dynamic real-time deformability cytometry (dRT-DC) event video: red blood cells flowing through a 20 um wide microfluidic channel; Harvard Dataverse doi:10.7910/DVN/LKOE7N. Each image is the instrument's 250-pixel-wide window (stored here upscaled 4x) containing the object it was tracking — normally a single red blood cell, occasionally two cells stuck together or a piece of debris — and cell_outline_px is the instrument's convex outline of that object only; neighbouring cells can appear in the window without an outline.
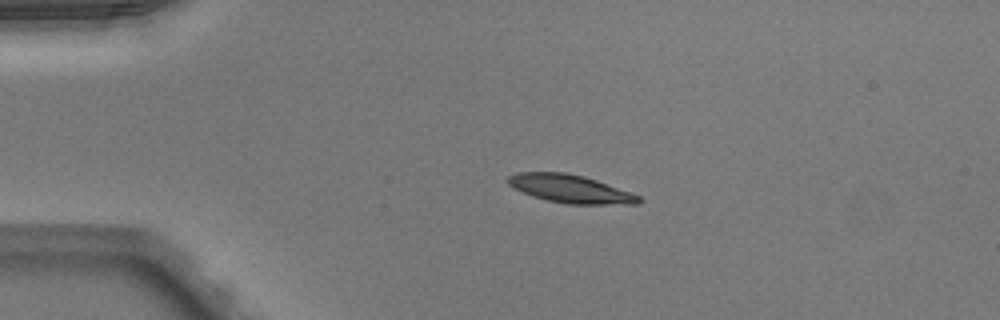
{"species": "Egyptian fruit bat (a non-hibernating species)", "species_latin": "Rousettus aegyptiacus", "temperature_condition": "warm", "stored_images_in_passage": 40, "camera_frame_rate_fps": 3000, "um_per_image_px": 0.085, "animal": {"sex": "male"}, "frame": {"image": 1, "passage_image": 1, "time_ms": 0.0, "image_size_px": [1000, 320], "cell_outline_px": [[644, 200], [640, 204], [568, 204], [548, 200], [532, 196], [508, 184], [504, 180], [508, 176], [516, 172], [568, 172], [584, 176], [632, 192], [640, 196]], "centroid_in_image_um": [48.51, 16.04], "position_along_channel_um": 36.5, "area_um2": 21.56}}
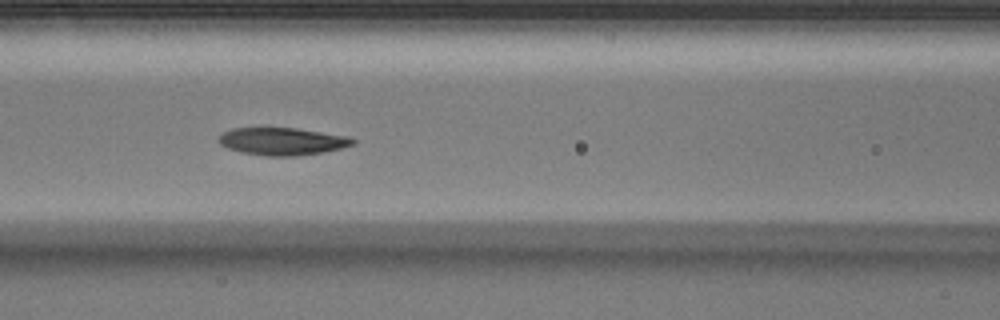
{"frame": {"image": 2, "passage_image": 12, "time_ms": 3.667, "image_size_px": [1000, 320], "cell_outline_px": [[356, 144], [324, 152], [296, 156], [264, 156], [240, 152], [228, 148], [220, 144], [216, 140], [224, 132], [232, 128], [296, 128], [348, 136], [356, 140]], "centroid_in_image_um": [23.99, 12.02], "position_along_channel_um": 142.6, "area_um2": 21.56}}
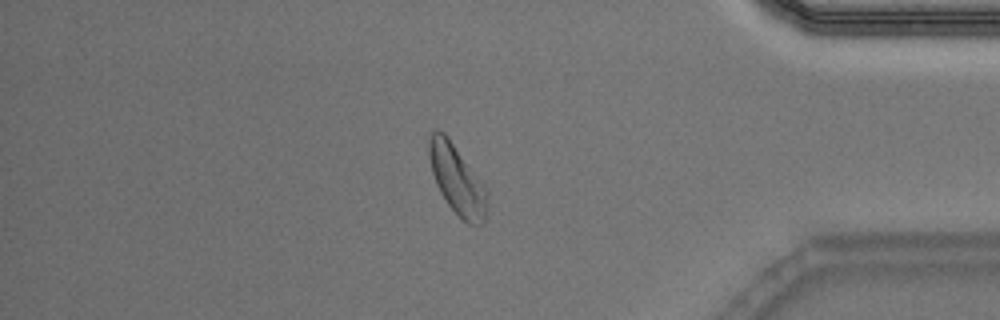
{"frame": {"image": 3, "passage_image": 33, "time_ms": 10.667, "image_size_px": [1000, 320], "cell_outline_px": [[488, 208], [484, 220], [480, 224], [468, 224], [448, 204], [440, 192], [436, 184], [432, 172], [428, 156], [428, 136], [436, 128], [444, 132], [448, 136], [484, 184], [488, 192]], "centroid_in_image_um": [38.84, 15.23], "position_along_channel_um": 396.4, "area_um2": 23.64}, "authors_computed_cell_mechanics": {"area_um2": 22.2241, "velocity_mm_per_s": 4.0148, "shape_relaxation_time_tau1_ms": 2.9674, "shape_relaxation_time_tau2_ms": 2.2247, "deformation_change_tau1": 0.1166, "deformation_change_tau2": 0.0862}}